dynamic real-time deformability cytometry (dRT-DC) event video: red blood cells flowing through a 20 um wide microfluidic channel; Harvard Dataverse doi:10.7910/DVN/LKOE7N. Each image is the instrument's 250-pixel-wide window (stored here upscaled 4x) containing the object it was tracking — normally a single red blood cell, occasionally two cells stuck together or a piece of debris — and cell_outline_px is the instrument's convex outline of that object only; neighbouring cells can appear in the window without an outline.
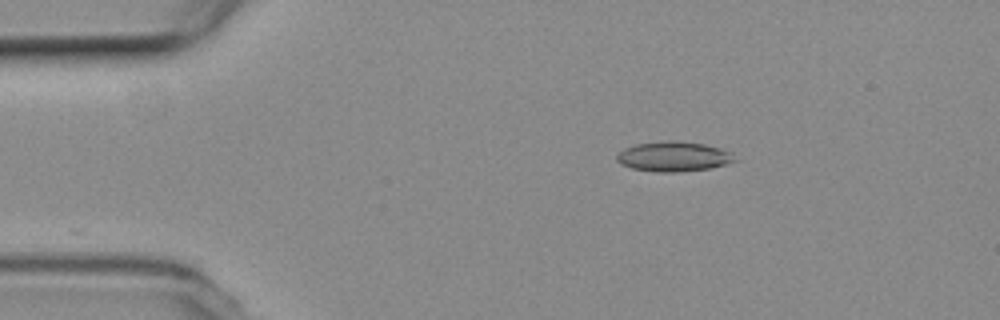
{"species": "common noctule bat (a hibernating species)", "species_latin": "Nyctalus noctula", "temperature_condition": "room temperature", "stored_images_in_passage": 46, "camera_frame_rate_fps": 3000, "um_per_image_px": 0.085, "animal": {"sex": "female", "body_mass_g": 19.3, "forearm_length_mm": 54.1}, "frame": {"image": 1, "passage_image": 1, "time_ms": 0.0, "image_size_px": [1000, 320], "cell_outline_px": [[736, 160], [724, 164], [708, 168], [676, 172], [656, 172], [632, 168], [620, 164], [616, 160], [616, 156], [624, 148], [636, 144], [668, 140], [704, 144], [720, 148], [732, 152]], "centroid_in_image_um": [57.22, 13.3], "position_along_channel_um": 27.8, "area_um2": 20.35}}
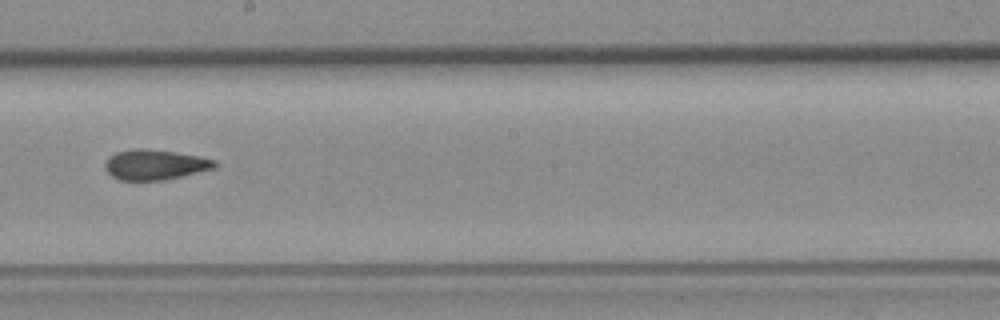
{"frame": {"image": 2, "passage_image": 22, "time_ms": 7.0, "image_size_px": [1000, 320], "cell_outline_px": [[220, 164], [216, 168], [164, 180], [120, 180], [112, 176], [108, 172], [104, 164], [108, 156], [116, 152], [136, 148], [148, 148], [176, 152], [200, 156], [216, 160]], "centroid_in_image_um": [13.21, 13.98], "position_along_channel_um": 235.0, "area_um2": 19.54}}
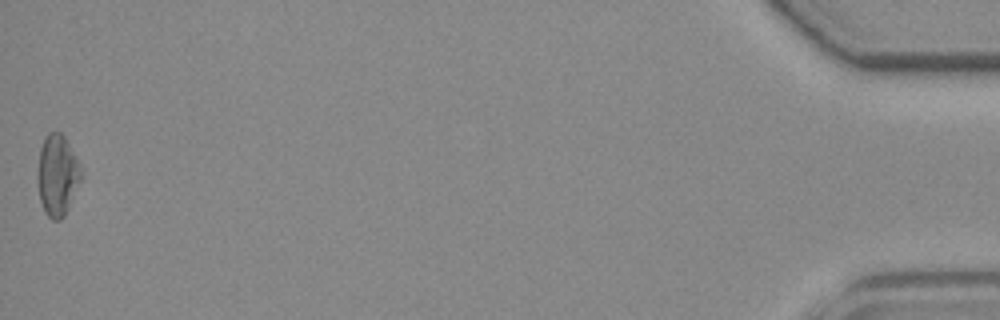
{"frame": {"image": 3, "passage_image": 46, "time_ms": 15.0, "image_size_px": [1000, 320], "cell_outline_px": [[80, 180], [68, 208], [64, 216], [60, 220], [52, 220], [44, 212], [40, 200], [36, 180], [36, 176], [40, 148], [44, 136], [48, 132], [60, 132], [64, 136], [80, 168]], "centroid_in_image_um": [4.81, 14.9], "position_along_channel_um": 430.4, "area_um2": 20.35}, "authors_computed_cell_mechanics": {"area_um2": 19.363, "velocity_mm_per_s": 3.7589, "shape_relaxation_time_tau1_ms": null, "shape_relaxation_time_tau2_ms": 1.6486, "deformation_change_tau1": null, "deformation_change_tau2": 0.0632}}